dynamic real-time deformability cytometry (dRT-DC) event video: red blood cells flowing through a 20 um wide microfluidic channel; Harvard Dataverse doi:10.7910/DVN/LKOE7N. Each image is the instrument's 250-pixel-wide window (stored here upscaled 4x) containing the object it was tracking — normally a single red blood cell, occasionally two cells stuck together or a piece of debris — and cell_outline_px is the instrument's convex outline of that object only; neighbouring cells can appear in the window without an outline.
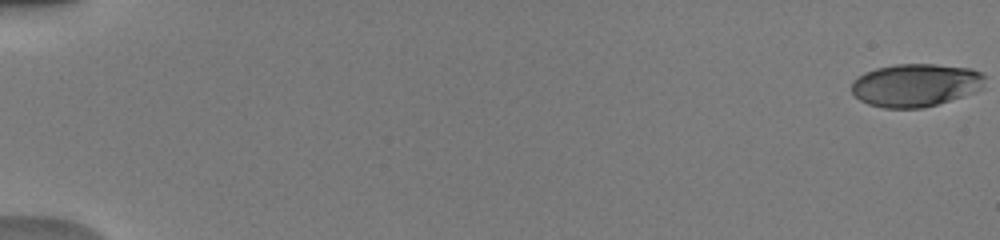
{"species": "human", "species_latin": "Homo sapiens", "temperature_condition": "warm", "stored_images_in_passage": 53, "camera_frame_rate_fps": 3000, "um_per_image_px": 0.085, "donor": {"sex": "male"}, "frame": {"image": 1, "passage_image": 1, "time_ms": 0.0, "image_size_px": [1000, 240], "cell_outline_px": [[984, 88], [976, 92], [936, 104], [920, 108], [884, 108], [868, 104], [860, 100], [852, 92], [852, 80], [864, 72], [876, 68], [896, 64], [936, 64], [972, 68], [980, 72], [984, 76]], "centroid_in_image_um": [77.83, 7.22], "position_along_channel_um": 7.2, "area_um2": 33.52}}
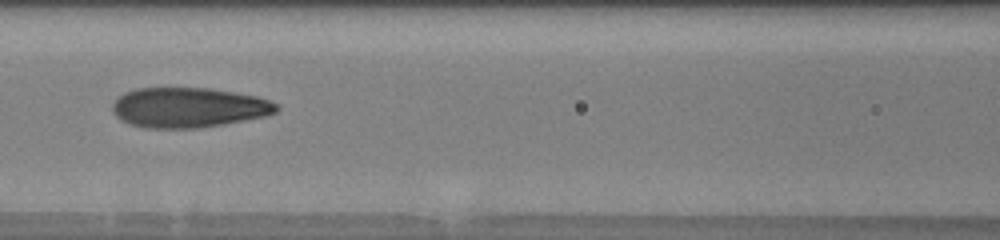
{"frame": {"image": 2, "passage_image": 26, "time_ms": 8.333, "image_size_px": [1000, 240], "cell_outline_px": [[280, 108], [276, 112], [264, 116], [224, 124], [200, 128], [148, 128], [128, 124], [120, 120], [112, 112], [112, 104], [116, 96], [124, 92], [136, 88], [208, 88], [256, 96], [280, 104]], "centroid_in_image_um": [15.98, 9.14], "position_along_channel_um": 150.6, "area_um2": 38.49}}
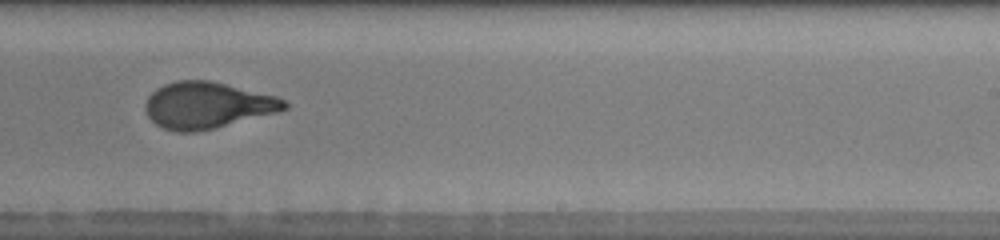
{"frame": {"image": 3, "passage_image": 35, "time_ms": 11.333, "image_size_px": [1000, 240], "cell_outline_px": [[288, 108], [276, 112], [216, 128], [196, 132], [176, 132], [164, 128], [156, 124], [148, 116], [144, 108], [144, 104], [148, 96], [156, 88], [164, 84], [176, 80], [208, 80], [276, 96], [284, 100], [288, 104]], "centroid_in_image_um": [17.57, 8.95], "position_along_channel_um": 271.4, "area_um2": 37.51}, "authors_computed_cell_mechanics": {"area_um2": 37.1076, "velocity_mm_per_s": 4.0428, "shape_relaxation_time_tau1_ms": 4.3991, "shape_relaxation_time_tau2_ms": 0.905, "deformation_change_tau1": 0.2548, "deformation_change_tau2": 0.0852}}